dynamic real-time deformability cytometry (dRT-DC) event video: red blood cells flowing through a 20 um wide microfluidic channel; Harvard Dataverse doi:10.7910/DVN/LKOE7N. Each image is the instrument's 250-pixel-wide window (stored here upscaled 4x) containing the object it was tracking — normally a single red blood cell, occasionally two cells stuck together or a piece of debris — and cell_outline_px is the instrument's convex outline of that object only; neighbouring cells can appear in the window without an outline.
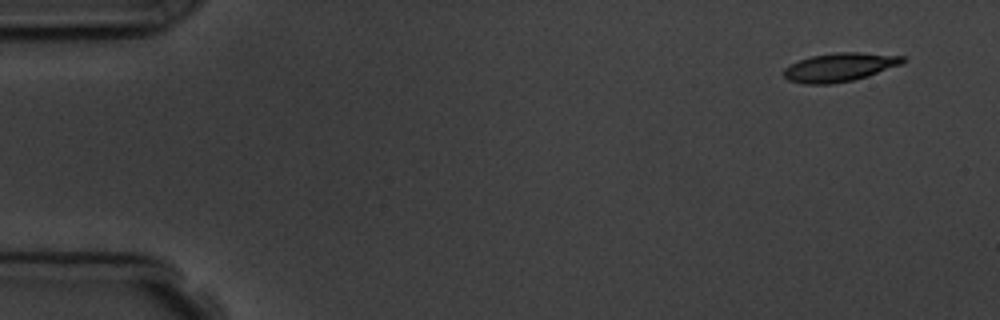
{"species": "common noctule bat (a hibernating species)", "species_latin": "Nyctalus noctula", "temperature_condition": "room temperature", "stored_images_in_passage": 8, "camera_frame_rate_fps": 3000, "um_per_image_px": 0.085, "animal": {"sex": "male", "body_mass_g": 19.5, "forearm_length_mm": 54.6}, "frame": {"image": 1, "passage_image": 1, "time_ms": 0.0, "image_size_px": [1000, 320], "cell_outline_px": [[908, 60], [900, 64], [868, 76], [852, 80], [832, 84], [804, 84], [788, 80], [780, 72], [784, 68], [800, 60], [812, 56], [836, 52], [860, 52], [904, 56]], "centroid_in_image_um": [71.35, 5.71], "position_along_channel_um": 13.7, "area_um2": 19.83}}
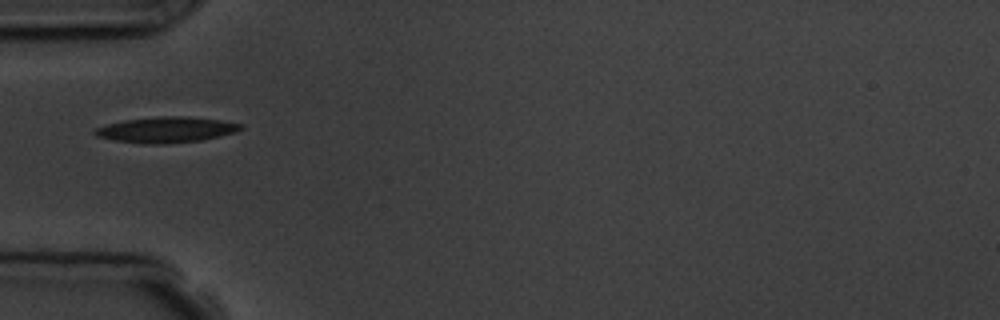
{"frame": {"image": 2, "passage_image": 5, "time_ms": 4.667, "image_size_px": [1000, 320], "cell_outline_px": [[244, 128], [236, 132], [220, 136], [200, 140], [160, 144], [152, 144], [116, 140], [96, 136], [92, 132], [96, 128], [108, 124], [124, 120], [156, 116], [188, 116], [220, 120], [244, 124]], "centroid_in_image_um": [14.17, 11.01], "position_along_channel_um": 70.8, "area_um2": 21.73}}